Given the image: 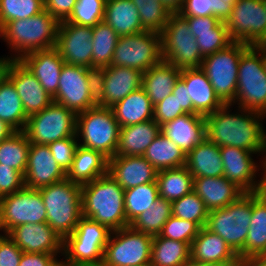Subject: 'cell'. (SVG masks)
I'll return each mask as SVG.
<instances>
[{"instance_id": "7c38bea8", "label": "cell", "mask_w": 266, "mask_h": 266, "mask_svg": "<svg viewBox=\"0 0 266 266\" xmlns=\"http://www.w3.org/2000/svg\"><path fill=\"white\" fill-rule=\"evenodd\" d=\"M153 237L131 226L112 231L104 250L108 266L150 265Z\"/></svg>"}, {"instance_id": "ac0fdd59", "label": "cell", "mask_w": 266, "mask_h": 266, "mask_svg": "<svg viewBox=\"0 0 266 266\" xmlns=\"http://www.w3.org/2000/svg\"><path fill=\"white\" fill-rule=\"evenodd\" d=\"M220 154L224 166L223 176L228 181L233 182L244 193L259 191L261 179L258 178H261L259 173H261L262 160H257L260 164L254 160L253 156L255 154L258 157L257 153L234 146H222Z\"/></svg>"}, {"instance_id": "5b68a950", "label": "cell", "mask_w": 266, "mask_h": 266, "mask_svg": "<svg viewBox=\"0 0 266 266\" xmlns=\"http://www.w3.org/2000/svg\"><path fill=\"white\" fill-rule=\"evenodd\" d=\"M119 130L112 108L95 106L77 114L76 137L79 145L101 152L108 159L115 156Z\"/></svg>"}, {"instance_id": "db71d44e", "label": "cell", "mask_w": 266, "mask_h": 266, "mask_svg": "<svg viewBox=\"0 0 266 266\" xmlns=\"http://www.w3.org/2000/svg\"><path fill=\"white\" fill-rule=\"evenodd\" d=\"M22 253L8 234L0 233V266H18Z\"/></svg>"}, {"instance_id": "603a6c76", "label": "cell", "mask_w": 266, "mask_h": 266, "mask_svg": "<svg viewBox=\"0 0 266 266\" xmlns=\"http://www.w3.org/2000/svg\"><path fill=\"white\" fill-rule=\"evenodd\" d=\"M157 170L143 156H114L108 159V174L124 189L154 182Z\"/></svg>"}, {"instance_id": "4fadbf2b", "label": "cell", "mask_w": 266, "mask_h": 266, "mask_svg": "<svg viewBox=\"0 0 266 266\" xmlns=\"http://www.w3.org/2000/svg\"><path fill=\"white\" fill-rule=\"evenodd\" d=\"M76 119L74 112L53 101L28 117L24 132L30 143L48 145L76 135Z\"/></svg>"}, {"instance_id": "7dc6e473", "label": "cell", "mask_w": 266, "mask_h": 266, "mask_svg": "<svg viewBox=\"0 0 266 266\" xmlns=\"http://www.w3.org/2000/svg\"><path fill=\"white\" fill-rule=\"evenodd\" d=\"M44 10V0H0V30L10 21L30 18Z\"/></svg>"}, {"instance_id": "f5cc1de1", "label": "cell", "mask_w": 266, "mask_h": 266, "mask_svg": "<svg viewBox=\"0 0 266 266\" xmlns=\"http://www.w3.org/2000/svg\"><path fill=\"white\" fill-rule=\"evenodd\" d=\"M24 186V175L21 172L0 164V198L17 192Z\"/></svg>"}, {"instance_id": "11a10c76", "label": "cell", "mask_w": 266, "mask_h": 266, "mask_svg": "<svg viewBox=\"0 0 266 266\" xmlns=\"http://www.w3.org/2000/svg\"><path fill=\"white\" fill-rule=\"evenodd\" d=\"M77 0H44V9L59 23L67 21Z\"/></svg>"}, {"instance_id": "e7e4bbea", "label": "cell", "mask_w": 266, "mask_h": 266, "mask_svg": "<svg viewBox=\"0 0 266 266\" xmlns=\"http://www.w3.org/2000/svg\"><path fill=\"white\" fill-rule=\"evenodd\" d=\"M263 158V159H262ZM262 160V166H261V183H260V188H259V193L263 196L266 197V154L259 158Z\"/></svg>"}, {"instance_id": "d6a6232c", "label": "cell", "mask_w": 266, "mask_h": 266, "mask_svg": "<svg viewBox=\"0 0 266 266\" xmlns=\"http://www.w3.org/2000/svg\"><path fill=\"white\" fill-rule=\"evenodd\" d=\"M185 166L193 177L223 176L220 147L204 138L186 155Z\"/></svg>"}, {"instance_id": "cb8c5ba5", "label": "cell", "mask_w": 266, "mask_h": 266, "mask_svg": "<svg viewBox=\"0 0 266 266\" xmlns=\"http://www.w3.org/2000/svg\"><path fill=\"white\" fill-rule=\"evenodd\" d=\"M196 38L203 57L228 47L233 41L230 38L225 22L214 16H183Z\"/></svg>"}, {"instance_id": "52a82bcc", "label": "cell", "mask_w": 266, "mask_h": 266, "mask_svg": "<svg viewBox=\"0 0 266 266\" xmlns=\"http://www.w3.org/2000/svg\"><path fill=\"white\" fill-rule=\"evenodd\" d=\"M110 231L106 226L82 216L63 242L66 266H85L103 262Z\"/></svg>"}, {"instance_id": "7402d4cb", "label": "cell", "mask_w": 266, "mask_h": 266, "mask_svg": "<svg viewBox=\"0 0 266 266\" xmlns=\"http://www.w3.org/2000/svg\"><path fill=\"white\" fill-rule=\"evenodd\" d=\"M66 179V172L54 160L48 145L30 144L24 185L40 189Z\"/></svg>"}, {"instance_id": "9c48e42d", "label": "cell", "mask_w": 266, "mask_h": 266, "mask_svg": "<svg viewBox=\"0 0 266 266\" xmlns=\"http://www.w3.org/2000/svg\"><path fill=\"white\" fill-rule=\"evenodd\" d=\"M162 60L176 68H200L203 56L187 20L179 13H171L160 33Z\"/></svg>"}, {"instance_id": "94428289", "label": "cell", "mask_w": 266, "mask_h": 266, "mask_svg": "<svg viewBox=\"0 0 266 266\" xmlns=\"http://www.w3.org/2000/svg\"><path fill=\"white\" fill-rule=\"evenodd\" d=\"M239 266H266V255L242 259Z\"/></svg>"}, {"instance_id": "f907efd6", "label": "cell", "mask_w": 266, "mask_h": 266, "mask_svg": "<svg viewBox=\"0 0 266 266\" xmlns=\"http://www.w3.org/2000/svg\"><path fill=\"white\" fill-rule=\"evenodd\" d=\"M78 146L76 135L48 144L54 160L66 173L72 165Z\"/></svg>"}, {"instance_id": "003e7915", "label": "cell", "mask_w": 266, "mask_h": 266, "mask_svg": "<svg viewBox=\"0 0 266 266\" xmlns=\"http://www.w3.org/2000/svg\"><path fill=\"white\" fill-rule=\"evenodd\" d=\"M240 262H217V263H200L193 260H189L183 266H239Z\"/></svg>"}, {"instance_id": "03108f58", "label": "cell", "mask_w": 266, "mask_h": 266, "mask_svg": "<svg viewBox=\"0 0 266 266\" xmlns=\"http://www.w3.org/2000/svg\"><path fill=\"white\" fill-rule=\"evenodd\" d=\"M159 1L163 2L171 13L179 12L185 3V0H159Z\"/></svg>"}, {"instance_id": "f6af8a7d", "label": "cell", "mask_w": 266, "mask_h": 266, "mask_svg": "<svg viewBox=\"0 0 266 266\" xmlns=\"http://www.w3.org/2000/svg\"><path fill=\"white\" fill-rule=\"evenodd\" d=\"M140 17L142 28L145 31L161 33L168 22L171 12L159 0H131Z\"/></svg>"}, {"instance_id": "4316f807", "label": "cell", "mask_w": 266, "mask_h": 266, "mask_svg": "<svg viewBox=\"0 0 266 266\" xmlns=\"http://www.w3.org/2000/svg\"><path fill=\"white\" fill-rule=\"evenodd\" d=\"M180 78L187 86L194 114L206 117L224 105L216 96L213 86L201 68L182 69Z\"/></svg>"}, {"instance_id": "6da1fadb", "label": "cell", "mask_w": 266, "mask_h": 266, "mask_svg": "<svg viewBox=\"0 0 266 266\" xmlns=\"http://www.w3.org/2000/svg\"><path fill=\"white\" fill-rule=\"evenodd\" d=\"M232 107L233 104H224L205 117L206 138L219 147L234 146L263 157L266 154V130L263 124L266 115L238 106L232 112Z\"/></svg>"}, {"instance_id": "be15d7a7", "label": "cell", "mask_w": 266, "mask_h": 266, "mask_svg": "<svg viewBox=\"0 0 266 266\" xmlns=\"http://www.w3.org/2000/svg\"><path fill=\"white\" fill-rule=\"evenodd\" d=\"M15 132L16 130L6 121L0 120V143Z\"/></svg>"}, {"instance_id": "8992f818", "label": "cell", "mask_w": 266, "mask_h": 266, "mask_svg": "<svg viewBox=\"0 0 266 266\" xmlns=\"http://www.w3.org/2000/svg\"><path fill=\"white\" fill-rule=\"evenodd\" d=\"M251 215L252 193H244L228 206L209 211L205 227L221 236L242 260Z\"/></svg>"}, {"instance_id": "816d5d0a", "label": "cell", "mask_w": 266, "mask_h": 266, "mask_svg": "<svg viewBox=\"0 0 266 266\" xmlns=\"http://www.w3.org/2000/svg\"><path fill=\"white\" fill-rule=\"evenodd\" d=\"M182 114H186V112L180 107L177 97L171 93L165 99L154 105L153 119L162 126Z\"/></svg>"}, {"instance_id": "e0dca14e", "label": "cell", "mask_w": 266, "mask_h": 266, "mask_svg": "<svg viewBox=\"0 0 266 266\" xmlns=\"http://www.w3.org/2000/svg\"><path fill=\"white\" fill-rule=\"evenodd\" d=\"M97 106L111 108L142 87L143 73L129 67L107 66L96 71Z\"/></svg>"}, {"instance_id": "1f68e13d", "label": "cell", "mask_w": 266, "mask_h": 266, "mask_svg": "<svg viewBox=\"0 0 266 266\" xmlns=\"http://www.w3.org/2000/svg\"><path fill=\"white\" fill-rule=\"evenodd\" d=\"M182 69L161 61L150 67L142 76V88L153 105H156L173 92V87L181 77Z\"/></svg>"}, {"instance_id": "e575fe53", "label": "cell", "mask_w": 266, "mask_h": 266, "mask_svg": "<svg viewBox=\"0 0 266 266\" xmlns=\"http://www.w3.org/2000/svg\"><path fill=\"white\" fill-rule=\"evenodd\" d=\"M103 21L120 37L145 31L140 22L138 9L131 0H106Z\"/></svg>"}, {"instance_id": "83f0119b", "label": "cell", "mask_w": 266, "mask_h": 266, "mask_svg": "<svg viewBox=\"0 0 266 266\" xmlns=\"http://www.w3.org/2000/svg\"><path fill=\"white\" fill-rule=\"evenodd\" d=\"M193 191L211 211L235 202L244 192L224 176L194 177Z\"/></svg>"}, {"instance_id": "b9f144b4", "label": "cell", "mask_w": 266, "mask_h": 266, "mask_svg": "<svg viewBox=\"0 0 266 266\" xmlns=\"http://www.w3.org/2000/svg\"><path fill=\"white\" fill-rule=\"evenodd\" d=\"M30 142L24 131H16L0 143V164L25 174Z\"/></svg>"}, {"instance_id": "7a4b0ae2", "label": "cell", "mask_w": 266, "mask_h": 266, "mask_svg": "<svg viewBox=\"0 0 266 266\" xmlns=\"http://www.w3.org/2000/svg\"><path fill=\"white\" fill-rule=\"evenodd\" d=\"M125 190L109 175L81 185L82 216L116 231L130 226L124 208Z\"/></svg>"}, {"instance_id": "74e56055", "label": "cell", "mask_w": 266, "mask_h": 266, "mask_svg": "<svg viewBox=\"0 0 266 266\" xmlns=\"http://www.w3.org/2000/svg\"><path fill=\"white\" fill-rule=\"evenodd\" d=\"M191 245L157 235L153 237L150 266H183L190 260Z\"/></svg>"}, {"instance_id": "9a60e30c", "label": "cell", "mask_w": 266, "mask_h": 266, "mask_svg": "<svg viewBox=\"0 0 266 266\" xmlns=\"http://www.w3.org/2000/svg\"><path fill=\"white\" fill-rule=\"evenodd\" d=\"M47 212L38 189L23 187L0 198V233L27 223H46Z\"/></svg>"}, {"instance_id": "681fc988", "label": "cell", "mask_w": 266, "mask_h": 266, "mask_svg": "<svg viewBox=\"0 0 266 266\" xmlns=\"http://www.w3.org/2000/svg\"><path fill=\"white\" fill-rule=\"evenodd\" d=\"M199 230L200 227L196 223L172 215L164 224L160 235L168 239L186 242L191 245L194 238L198 235Z\"/></svg>"}, {"instance_id": "c3c4849f", "label": "cell", "mask_w": 266, "mask_h": 266, "mask_svg": "<svg viewBox=\"0 0 266 266\" xmlns=\"http://www.w3.org/2000/svg\"><path fill=\"white\" fill-rule=\"evenodd\" d=\"M106 0H77L67 22L94 27L103 21Z\"/></svg>"}, {"instance_id": "6125c7cd", "label": "cell", "mask_w": 266, "mask_h": 266, "mask_svg": "<svg viewBox=\"0 0 266 266\" xmlns=\"http://www.w3.org/2000/svg\"><path fill=\"white\" fill-rule=\"evenodd\" d=\"M12 59L9 55L0 57V85L7 79V74L12 63Z\"/></svg>"}, {"instance_id": "8fae6325", "label": "cell", "mask_w": 266, "mask_h": 266, "mask_svg": "<svg viewBox=\"0 0 266 266\" xmlns=\"http://www.w3.org/2000/svg\"><path fill=\"white\" fill-rule=\"evenodd\" d=\"M249 45L233 42L228 47L203 58L201 69L223 104H233L237 90L239 61Z\"/></svg>"}, {"instance_id": "5bb4252c", "label": "cell", "mask_w": 266, "mask_h": 266, "mask_svg": "<svg viewBox=\"0 0 266 266\" xmlns=\"http://www.w3.org/2000/svg\"><path fill=\"white\" fill-rule=\"evenodd\" d=\"M161 61L160 34L144 31L119 37L110 65L129 67L144 73Z\"/></svg>"}, {"instance_id": "d590c367", "label": "cell", "mask_w": 266, "mask_h": 266, "mask_svg": "<svg viewBox=\"0 0 266 266\" xmlns=\"http://www.w3.org/2000/svg\"><path fill=\"white\" fill-rule=\"evenodd\" d=\"M266 255V197L252 193V215L244 246V259Z\"/></svg>"}, {"instance_id": "277c9868", "label": "cell", "mask_w": 266, "mask_h": 266, "mask_svg": "<svg viewBox=\"0 0 266 266\" xmlns=\"http://www.w3.org/2000/svg\"><path fill=\"white\" fill-rule=\"evenodd\" d=\"M38 190L47 212L46 222L64 240L82 217L81 185L65 179Z\"/></svg>"}, {"instance_id": "f35d334b", "label": "cell", "mask_w": 266, "mask_h": 266, "mask_svg": "<svg viewBox=\"0 0 266 266\" xmlns=\"http://www.w3.org/2000/svg\"><path fill=\"white\" fill-rule=\"evenodd\" d=\"M159 198L170 202L182 198L193 191L194 177L186 166L157 172Z\"/></svg>"}, {"instance_id": "bcb514c9", "label": "cell", "mask_w": 266, "mask_h": 266, "mask_svg": "<svg viewBox=\"0 0 266 266\" xmlns=\"http://www.w3.org/2000/svg\"><path fill=\"white\" fill-rule=\"evenodd\" d=\"M209 210L203 200L194 192L172 202V215L196 223L200 228L206 226Z\"/></svg>"}, {"instance_id": "ab89813d", "label": "cell", "mask_w": 266, "mask_h": 266, "mask_svg": "<svg viewBox=\"0 0 266 266\" xmlns=\"http://www.w3.org/2000/svg\"><path fill=\"white\" fill-rule=\"evenodd\" d=\"M92 33V69L97 71L110 66L120 36L104 21L92 27Z\"/></svg>"}, {"instance_id": "8c879c8a", "label": "cell", "mask_w": 266, "mask_h": 266, "mask_svg": "<svg viewBox=\"0 0 266 266\" xmlns=\"http://www.w3.org/2000/svg\"><path fill=\"white\" fill-rule=\"evenodd\" d=\"M263 4H264L265 13H266V0H263Z\"/></svg>"}, {"instance_id": "44dd1931", "label": "cell", "mask_w": 266, "mask_h": 266, "mask_svg": "<svg viewBox=\"0 0 266 266\" xmlns=\"http://www.w3.org/2000/svg\"><path fill=\"white\" fill-rule=\"evenodd\" d=\"M7 78L15 86L27 117L41 112L53 102L52 97L20 60L12 61Z\"/></svg>"}, {"instance_id": "8d00e7d4", "label": "cell", "mask_w": 266, "mask_h": 266, "mask_svg": "<svg viewBox=\"0 0 266 266\" xmlns=\"http://www.w3.org/2000/svg\"><path fill=\"white\" fill-rule=\"evenodd\" d=\"M157 171L186 165V154L173 141L160 132L143 154Z\"/></svg>"}, {"instance_id": "89a4df30", "label": "cell", "mask_w": 266, "mask_h": 266, "mask_svg": "<svg viewBox=\"0 0 266 266\" xmlns=\"http://www.w3.org/2000/svg\"><path fill=\"white\" fill-rule=\"evenodd\" d=\"M48 266H66L64 259L61 261V258L56 257Z\"/></svg>"}, {"instance_id": "9f6ffc18", "label": "cell", "mask_w": 266, "mask_h": 266, "mask_svg": "<svg viewBox=\"0 0 266 266\" xmlns=\"http://www.w3.org/2000/svg\"><path fill=\"white\" fill-rule=\"evenodd\" d=\"M179 13L182 16H210V0H185Z\"/></svg>"}, {"instance_id": "f1b7e54d", "label": "cell", "mask_w": 266, "mask_h": 266, "mask_svg": "<svg viewBox=\"0 0 266 266\" xmlns=\"http://www.w3.org/2000/svg\"><path fill=\"white\" fill-rule=\"evenodd\" d=\"M190 260L200 263L240 262L239 256L218 234L205 226L191 243Z\"/></svg>"}, {"instance_id": "f546056e", "label": "cell", "mask_w": 266, "mask_h": 266, "mask_svg": "<svg viewBox=\"0 0 266 266\" xmlns=\"http://www.w3.org/2000/svg\"><path fill=\"white\" fill-rule=\"evenodd\" d=\"M160 132L161 126L154 119L120 127L115 156H143Z\"/></svg>"}, {"instance_id": "484cf974", "label": "cell", "mask_w": 266, "mask_h": 266, "mask_svg": "<svg viewBox=\"0 0 266 266\" xmlns=\"http://www.w3.org/2000/svg\"><path fill=\"white\" fill-rule=\"evenodd\" d=\"M161 133L187 155L206 138V120L198 114H182L161 126Z\"/></svg>"}, {"instance_id": "3957f363", "label": "cell", "mask_w": 266, "mask_h": 266, "mask_svg": "<svg viewBox=\"0 0 266 266\" xmlns=\"http://www.w3.org/2000/svg\"><path fill=\"white\" fill-rule=\"evenodd\" d=\"M59 22L45 9L30 18L8 22L0 30V39L10 48V58L20 60L34 51L56 46Z\"/></svg>"}, {"instance_id": "91938a15", "label": "cell", "mask_w": 266, "mask_h": 266, "mask_svg": "<svg viewBox=\"0 0 266 266\" xmlns=\"http://www.w3.org/2000/svg\"><path fill=\"white\" fill-rule=\"evenodd\" d=\"M172 94L177 97L180 107L186 113L194 114L191 98H188L187 86L181 78H179L176 85L173 87Z\"/></svg>"}, {"instance_id": "7bdbcfd3", "label": "cell", "mask_w": 266, "mask_h": 266, "mask_svg": "<svg viewBox=\"0 0 266 266\" xmlns=\"http://www.w3.org/2000/svg\"><path fill=\"white\" fill-rule=\"evenodd\" d=\"M159 199L157 180L126 189L124 193V208L127 222L131 224L141 213Z\"/></svg>"}, {"instance_id": "2e32d148", "label": "cell", "mask_w": 266, "mask_h": 266, "mask_svg": "<svg viewBox=\"0 0 266 266\" xmlns=\"http://www.w3.org/2000/svg\"><path fill=\"white\" fill-rule=\"evenodd\" d=\"M230 38L249 46L266 43V13L263 0H237L225 20Z\"/></svg>"}, {"instance_id": "d4e9b609", "label": "cell", "mask_w": 266, "mask_h": 266, "mask_svg": "<svg viewBox=\"0 0 266 266\" xmlns=\"http://www.w3.org/2000/svg\"><path fill=\"white\" fill-rule=\"evenodd\" d=\"M20 61L51 97L57 93L60 73L65 62L55 47L31 52L23 56Z\"/></svg>"}, {"instance_id": "d6986e66", "label": "cell", "mask_w": 266, "mask_h": 266, "mask_svg": "<svg viewBox=\"0 0 266 266\" xmlns=\"http://www.w3.org/2000/svg\"><path fill=\"white\" fill-rule=\"evenodd\" d=\"M92 38V27L63 21L58 26L55 48L66 64L92 69Z\"/></svg>"}, {"instance_id": "2644e50d", "label": "cell", "mask_w": 266, "mask_h": 266, "mask_svg": "<svg viewBox=\"0 0 266 266\" xmlns=\"http://www.w3.org/2000/svg\"><path fill=\"white\" fill-rule=\"evenodd\" d=\"M85 266H108L104 262L97 263V264H90V265H85Z\"/></svg>"}, {"instance_id": "60d3db41", "label": "cell", "mask_w": 266, "mask_h": 266, "mask_svg": "<svg viewBox=\"0 0 266 266\" xmlns=\"http://www.w3.org/2000/svg\"><path fill=\"white\" fill-rule=\"evenodd\" d=\"M0 120L16 131H24L28 120L16 88L8 78L0 85Z\"/></svg>"}, {"instance_id": "4dcf8cb0", "label": "cell", "mask_w": 266, "mask_h": 266, "mask_svg": "<svg viewBox=\"0 0 266 266\" xmlns=\"http://www.w3.org/2000/svg\"><path fill=\"white\" fill-rule=\"evenodd\" d=\"M108 173V158L101 152L78 146L66 179L84 185Z\"/></svg>"}, {"instance_id": "ee69618b", "label": "cell", "mask_w": 266, "mask_h": 266, "mask_svg": "<svg viewBox=\"0 0 266 266\" xmlns=\"http://www.w3.org/2000/svg\"><path fill=\"white\" fill-rule=\"evenodd\" d=\"M172 216V202L159 198L150 209L141 213L130 226L135 230L151 235H160L164 224Z\"/></svg>"}, {"instance_id": "ba28073f", "label": "cell", "mask_w": 266, "mask_h": 266, "mask_svg": "<svg viewBox=\"0 0 266 266\" xmlns=\"http://www.w3.org/2000/svg\"><path fill=\"white\" fill-rule=\"evenodd\" d=\"M266 115V72L262 49L249 46L240 57L234 106Z\"/></svg>"}, {"instance_id": "30bf717a", "label": "cell", "mask_w": 266, "mask_h": 266, "mask_svg": "<svg viewBox=\"0 0 266 266\" xmlns=\"http://www.w3.org/2000/svg\"><path fill=\"white\" fill-rule=\"evenodd\" d=\"M52 99L76 115L97 106L96 70L64 63Z\"/></svg>"}, {"instance_id": "ffe728a7", "label": "cell", "mask_w": 266, "mask_h": 266, "mask_svg": "<svg viewBox=\"0 0 266 266\" xmlns=\"http://www.w3.org/2000/svg\"><path fill=\"white\" fill-rule=\"evenodd\" d=\"M8 236L28 253L61 254L64 240L46 223H27L12 228Z\"/></svg>"}, {"instance_id": "a7ac6f4b", "label": "cell", "mask_w": 266, "mask_h": 266, "mask_svg": "<svg viewBox=\"0 0 266 266\" xmlns=\"http://www.w3.org/2000/svg\"><path fill=\"white\" fill-rule=\"evenodd\" d=\"M262 49V60L266 72V43L258 45Z\"/></svg>"}, {"instance_id": "6f0895ef", "label": "cell", "mask_w": 266, "mask_h": 266, "mask_svg": "<svg viewBox=\"0 0 266 266\" xmlns=\"http://www.w3.org/2000/svg\"><path fill=\"white\" fill-rule=\"evenodd\" d=\"M59 255L23 252L18 266H48Z\"/></svg>"}, {"instance_id": "836d02e7", "label": "cell", "mask_w": 266, "mask_h": 266, "mask_svg": "<svg viewBox=\"0 0 266 266\" xmlns=\"http://www.w3.org/2000/svg\"><path fill=\"white\" fill-rule=\"evenodd\" d=\"M120 127L153 119L154 105L141 87L111 107Z\"/></svg>"}, {"instance_id": "680465c9", "label": "cell", "mask_w": 266, "mask_h": 266, "mask_svg": "<svg viewBox=\"0 0 266 266\" xmlns=\"http://www.w3.org/2000/svg\"><path fill=\"white\" fill-rule=\"evenodd\" d=\"M237 0H210V16L225 22Z\"/></svg>"}]
</instances>
